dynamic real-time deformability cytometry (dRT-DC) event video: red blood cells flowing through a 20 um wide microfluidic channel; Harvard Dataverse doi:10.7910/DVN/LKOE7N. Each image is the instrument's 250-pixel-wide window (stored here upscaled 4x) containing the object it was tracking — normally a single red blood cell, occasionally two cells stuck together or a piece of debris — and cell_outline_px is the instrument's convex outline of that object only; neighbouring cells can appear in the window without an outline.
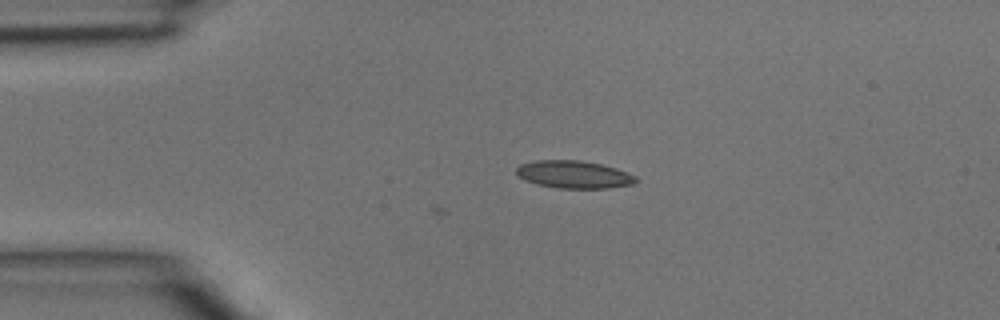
{"species": "common noctule bat (a hibernating species)", "species_latin": "Nyctalus noctula", "temperature_condition": "room temperature", "stored_images_in_passage": 5, "camera_frame_rate_fps": 3000, "um_per_image_px": 0.085, "animal": {"sex": "male", "body_mass_g": 15.6}, "frame": {"image": 1, "passage_image": 5, "time_ms": 1.333, "image_size_px": [1000, 320], "cell_outline_px": [[640, 180], [632, 184], [608, 188], [560, 188], [536, 184], [524, 180], [516, 176], [516, 168], [520, 164], [536, 160], [580, 160], [600, 164], [616, 168], [636, 176]], "centroid_in_image_um": [48.76, 14.83], "position_along_channel_um": 36.2, "area_um2": 19.31}}